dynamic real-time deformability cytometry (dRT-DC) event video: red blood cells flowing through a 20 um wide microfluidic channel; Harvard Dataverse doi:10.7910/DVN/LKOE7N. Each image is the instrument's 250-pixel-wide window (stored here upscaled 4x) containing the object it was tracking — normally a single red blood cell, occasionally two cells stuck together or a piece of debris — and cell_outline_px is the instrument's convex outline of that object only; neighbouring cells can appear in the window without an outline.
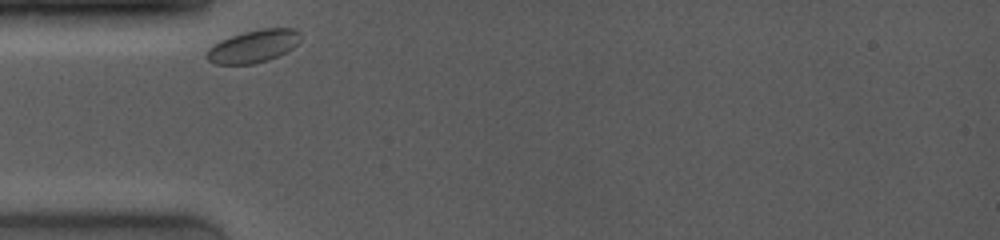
{"species": "common noctule bat (a hibernating species)", "species_latin": "Nyctalus noctula", "temperature_condition": "room temperature", "stored_images_in_passage": 19, "camera_frame_rate_fps": 4000, "um_per_image_px": 0.085, "animal": {"sex": "female", "body_mass_g": 19.0, "forearm_length_mm": 53.3}, "frame": {"image": 1, "passage_image": 1, "time_ms": 0.0, "image_size_px": [1000, 240], "cell_outline_px": [[300, 40], [292, 48], [268, 60], [252, 64], [216, 64], [208, 60], [204, 56], [208, 48], [212, 44], [220, 40], [244, 32], [260, 28], [296, 28], [300, 32]], "centroid_in_image_um": [21.51, 3.92], "position_along_channel_um": 63.5, "area_um2": 17.86}}
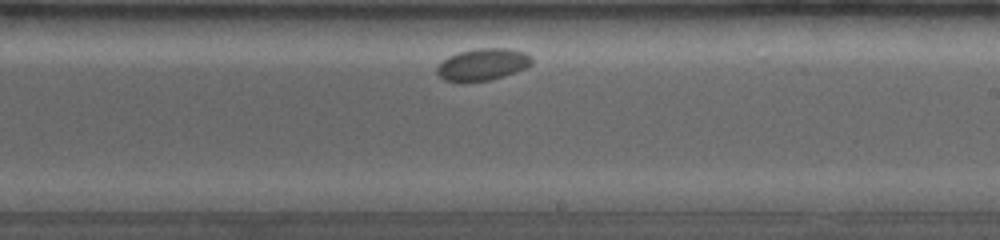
{"frame": {"image": 2, "passage_image": 16, "time_ms": 5.5, "image_size_px": [1000, 240], "cell_outline_px": [[532, 64], [524, 68], [504, 76], [492, 80], [460, 84], [444, 80], [436, 72], [436, 68], [448, 56], [460, 52], [476, 48], [508, 48], [524, 52], [532, 56]], "centroid_in_image_um": [41.0, 5.51], "position_along_channel_um": 248.0, "area_um2": 17.98}}
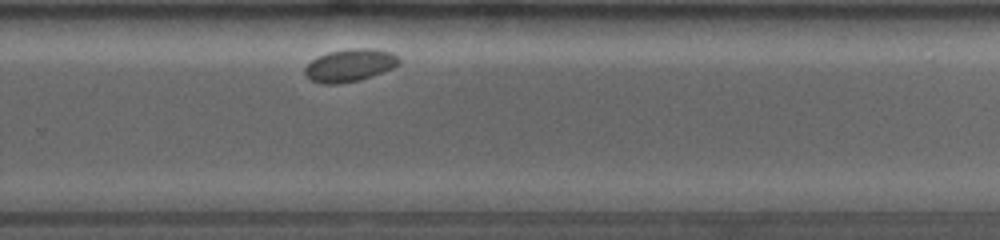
{"frame": {"image": 3, "passage_image": 19, "time_ms": 7.0, "image_size_px": [1000, 240], "cell_outline_px": [[400, 64], [392, 68], [372, 76], [360, 80], [336, 84], [324, 84], [312, 80], [304, 76], [304, 68], [316, 56], [328, 52], [348, 48], [376, 48], [392, 52], [400, 60]], "centroid_in_image_um": [29.72, 5.54], "position_along_channel_um": 300.1, "area_um2": 18.09}}